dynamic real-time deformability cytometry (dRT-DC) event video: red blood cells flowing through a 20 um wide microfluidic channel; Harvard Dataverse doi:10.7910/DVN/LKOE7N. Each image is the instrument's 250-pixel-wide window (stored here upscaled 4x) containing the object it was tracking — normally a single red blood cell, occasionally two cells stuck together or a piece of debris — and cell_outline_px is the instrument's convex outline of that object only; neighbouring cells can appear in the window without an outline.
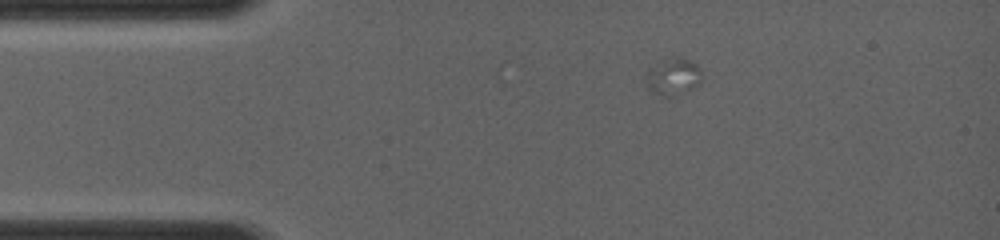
{"species": "common noctule bat (a hibernating species)", "species_latin": "Nyctalus noctula", "temperature_condition": "room temperature", "stored_images_in_passage": 2, "camera_frame_rate_fps": 4000, "um_per_image_px": 0.085, "animal": {"sex": "female", "body_mass_g": 19.0, "forearm_length_mm": 56.7}, "frame": {"image": 1, "passage_image": 1, "time_ms": 0.0, "image_size_px": [1000, 240], "cell_outline_px": [[700, 84], [668, 100], [652, 92], [648, 88], [648, 68], [660, 60], [672, 56], [680, 56], [696, 64], [700, 68]], "centroid_in_image_um": [57.21, 6.53], "position_along_channel_um": 27.8, "area_um2": 12.31}}